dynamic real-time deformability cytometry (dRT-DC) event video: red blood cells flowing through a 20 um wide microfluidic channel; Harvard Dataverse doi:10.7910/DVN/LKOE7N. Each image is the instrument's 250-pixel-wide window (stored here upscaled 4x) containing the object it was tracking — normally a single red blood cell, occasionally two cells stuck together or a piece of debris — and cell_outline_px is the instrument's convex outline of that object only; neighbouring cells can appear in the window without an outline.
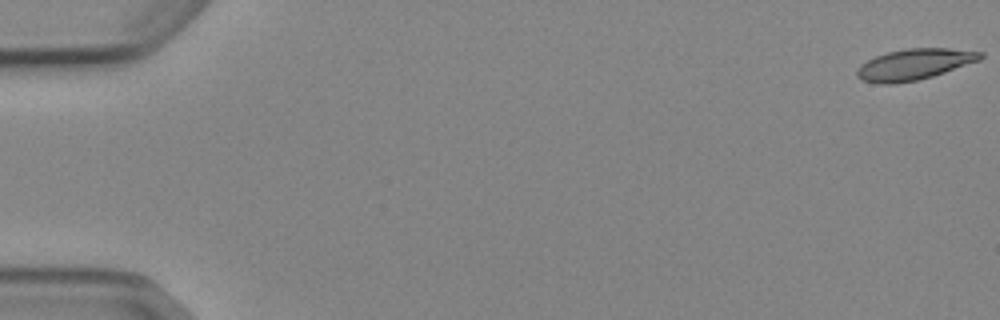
{"species": "Egyptian fruit bat (a non-hibernating species)", "species_latin": "Rousettus aegyptiacus", "temperature_condition": "cold", "stored_images_in_passage": 53, "camera_frame_rate_fps": 3000, "um_per_image_px": 0.085, "animal": {"sex": "female"}, "frame": {"image": 1, "passage_image": 1, "time_ms": 0.0, "image_size_px": [1000, 320], "cell_outline_px": [[984, 56], [980, 60], [932, 76], [916, 80], [892, 84], [880, 84], [860, 80], [856, 76], [856, 72], [860, 64], [876, 56], [888, 52], [908, 48], [948, 48], [984, 52]], "centroid_in_image_um": [77.69, 5.47], "position_along_channel_um": 7.3, "area_um2": 22.2}}
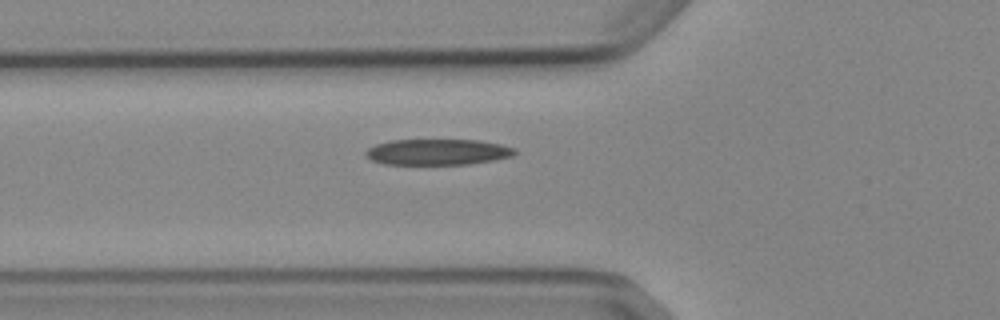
{"frame": {"image": 2, "passage_image": 20, "time_ms": 6.333, "image_size_px": [1000, 320], "cell_outline_px": [[516, 152], [512, 156], [492, 160], [468, 164], [384, 164], [372, 160], [364, 156], [364, 152], [368, 148], [376, 144], [392, 140], [480, 140], [500, 144], [516, 148]], "centroid_in_image_um": [37.17, 12.91], "position_along_channel_um": 88.6, "area_um2": 22.48}}
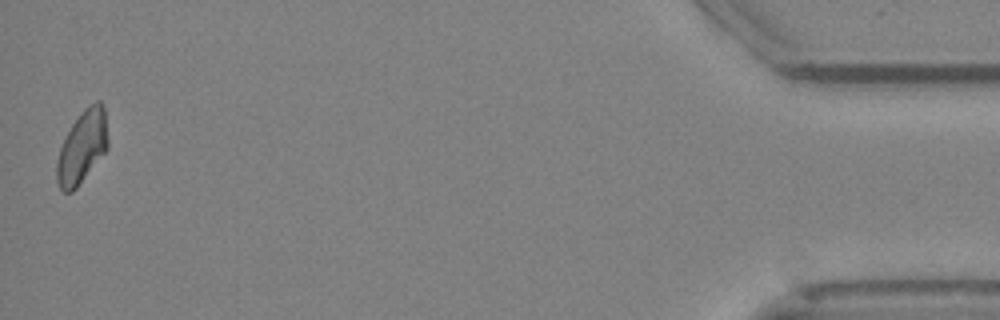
{"frame": {"image": 3, "passage_image": 53, "time_ms": 17.333, "image_size_px": [1000, 320], "cell_outline_px": [[108, 148], [76, 188], [72, 192], [64, 192], [60, 188], [56, 180], [56, 160], [60, 148], [72, 124], [84, 108], [96, 100], [100, 100], [104, 108], [108, 140]], "centroid_in_image_um": [6.98, 12.49], "position_along_channel_um": 428.2, "area_um2": 21.44}}